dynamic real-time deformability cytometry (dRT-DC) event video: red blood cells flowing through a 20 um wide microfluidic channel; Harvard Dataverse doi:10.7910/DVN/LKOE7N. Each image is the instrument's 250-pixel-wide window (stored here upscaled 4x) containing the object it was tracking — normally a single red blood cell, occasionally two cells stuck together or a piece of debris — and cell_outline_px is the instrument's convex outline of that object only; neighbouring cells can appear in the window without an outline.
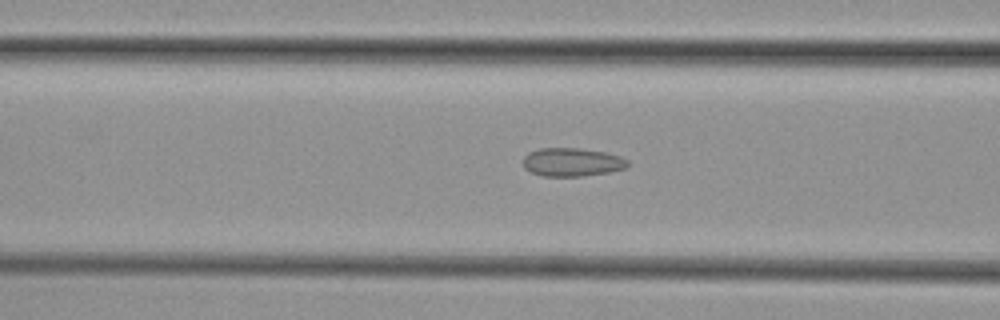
{"species": "common noctule bat (a hibernating species)", "species_latin": "Nyctalus noctula", "temperature_condition": "cold", "stored_images_in_passage": 55, "camera_frame_rate_fps": 3000, "um_per_image_px": 0.085, "animal": {"sex": "female", "body_mass_g": 29.2, "forearm_length_mm": 56.3}, "frame": {"image": 1, "passage_image": 22, "time_ms": 7.0, "image_size_px": [1000, 320], "cell_outline_px": [[628, 164], [624, 168], [608, 172], [584, 176], [544, 176], [532, 172], [524, 168], [524, 156], [528, 152], [540, 148], [580, 148], [604, 152], [620, 156], [628, 160]], "centroid_in_image_um": [48.61, 13.77], "position_along_channel_um": 118.0, "area_um2": 17.22}}
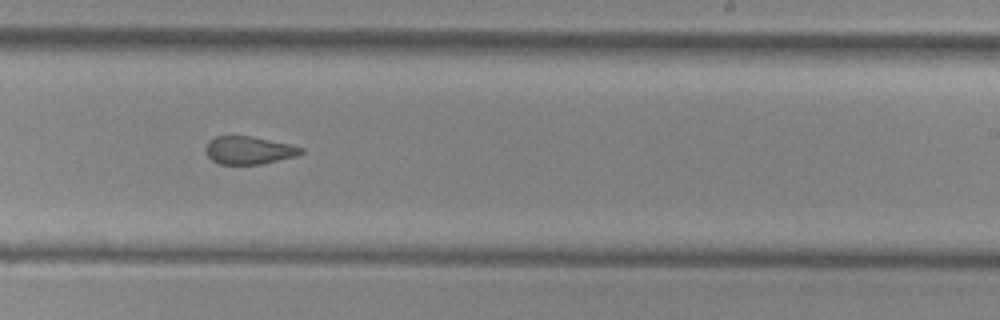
{"frame": {"image": 2, "passage_image": 34, "time_ms": 11.0, "image_size_px": [1000, 320], "cell_outline_px": [[304, 152], [296, 156], [264, 164], [220, 164], [212, 160], [208, 156], [204, 148], [208, 140], [216, 136], [252, 136], [288, 144], [304, 148]], "centroid_in_image_um": [21.14, 12.77], "position_along_channel_um": 267.9, "area_um2": 15.55}}
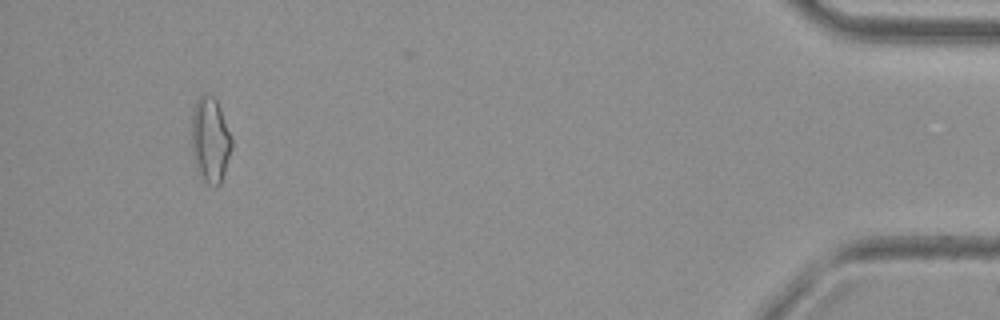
{"frame": {"image": 3, "passage_image": 52, "time_ms": 17.0, "image_size_px": [1000, 320], "cell_outline_px": [[232, 148], [220, 184], [216, 188], [200, 180], [196, 172], [192, 160], [192, 112], [196, 100], [204, 92], [212, 96], [216, 100], [220, 108], [232, 136]], "centroid_in_image_um": [17.85, 11.94], "position_along_channel_um": 417.4, "area_um2": 20.46}, "authors_computed_cell_mechanics": {"area_um2": 17.4556, "velocity_mm_per_s": 3.7487, "shape_relaxation_time_tau1_ms": null, "shape_relaxation_time_tau2_ms": 1.9589, "deformation_change_tau1": null, "deformation_change_tau2": 0.084}}